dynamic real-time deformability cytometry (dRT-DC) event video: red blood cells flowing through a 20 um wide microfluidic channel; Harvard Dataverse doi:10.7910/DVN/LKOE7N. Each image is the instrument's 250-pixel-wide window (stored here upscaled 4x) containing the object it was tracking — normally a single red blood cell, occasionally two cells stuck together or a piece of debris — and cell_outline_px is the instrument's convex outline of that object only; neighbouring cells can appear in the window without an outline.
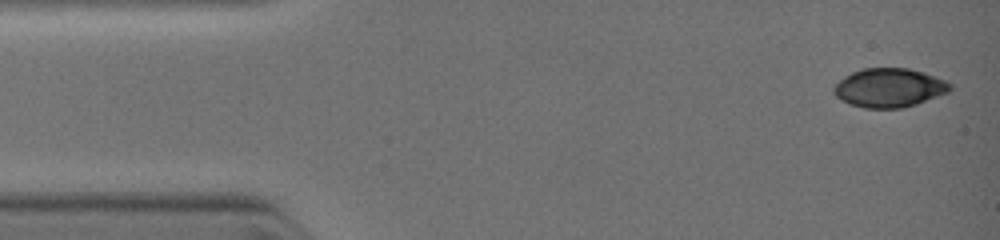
{"species": "common noctule bat (a hibernating species)", "species_latin": "Nyctalus noctula", "temperature_condition": "warm", "stored_images_in_passage": 7, "camera_frame_rate_fps": 3000, "um_per_image_px": 0.085, "animal": {"sex": "female", "body_mass_g": 19.0, "forearm_length_mm": 51.5}, "frame": {"image": 1, "passage_image": 1, "time_ms": 0.0, "image_size_px": [1000, 240], "cell_outline_px": [[952, 88], [948, 92], [916, 104], [900, 108], [864, 108], [848, 104], [840, 100], [832, 92], [832, 88], [844, 76], [852, 72], [864, 68], [908, 68], [924, 72], [944, 80], [952, 84]], "centroid_in_image_um": [75.55, 7.46], "position_along_channel_um": 9.4, "area_um2": 26.41}}
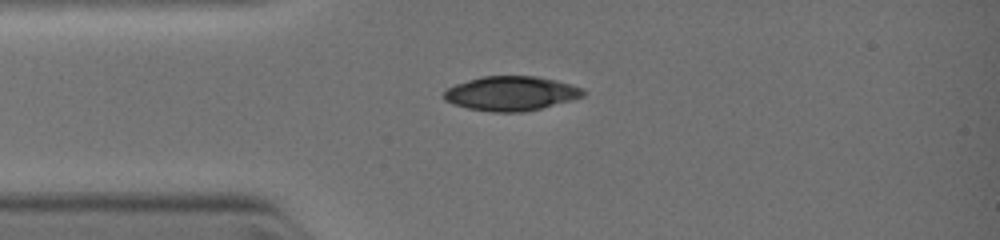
{"frame": {"image": 2, "passage_image": 5, "time_ms": 2.333, "image_size_px": [1000, 240], "cell_outline_px": [[588, 92], [584, 96], [572, 100], [540, 108], [520, 112], [496, 112], [468, 108], [452, 104], [444, 100], [444, 92], [448, 88], [456, 84], [480, 76], [536, 76], [556, 80], [572, 84], [584, 88]], "centroid_in_image_um": [43.48, 7.93], "position_along_channel_um": 41.5, "area_um2": 27.98}}